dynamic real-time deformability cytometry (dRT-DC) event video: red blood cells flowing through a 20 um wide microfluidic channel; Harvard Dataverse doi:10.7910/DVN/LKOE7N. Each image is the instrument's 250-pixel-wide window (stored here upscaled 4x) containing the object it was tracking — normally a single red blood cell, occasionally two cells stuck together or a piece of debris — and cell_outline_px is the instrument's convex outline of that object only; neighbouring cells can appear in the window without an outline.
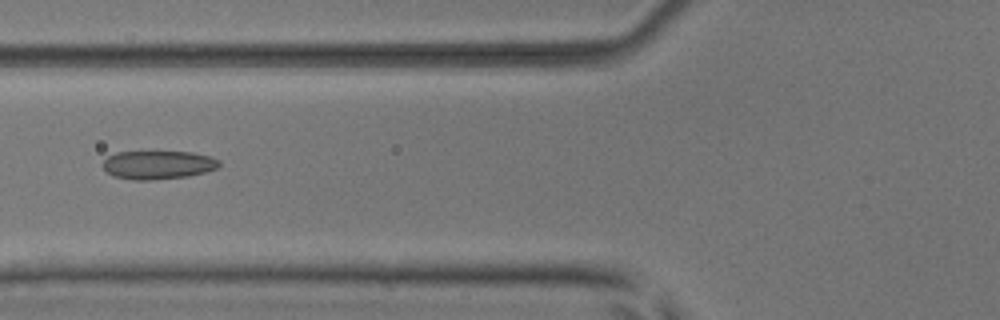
{"species": "common noctule bat (a hibernating species)", "species_latin": "Nyctalus noctula", "temperature_condition": "room temperature", "stored_images_in_passage": 7, "camera_frame_rate_fps": 3000, "um_per_image_px": 0.085, "animal": {"sex": "male", "body_mass_g": 17.9, "forearm_length_mm": 54.2}, "frame": {"image": 1, "passage_image": 6, "time_ms": 1.667, "image_size_px": [1000, 320], "cell_outline_px": [[220, 164], [216, 168], [204, 172], [188, 176], [152, 180], [132, 180], [112, 176], [104, 168], [104, 160], [108, 156], [116, 152], [192, 152], [208, 156], [220, 160]], "centroid_in_image_um": [13.42, 14.02], "position_along_channel_um": 112.4, "area_um2": 19.19}}
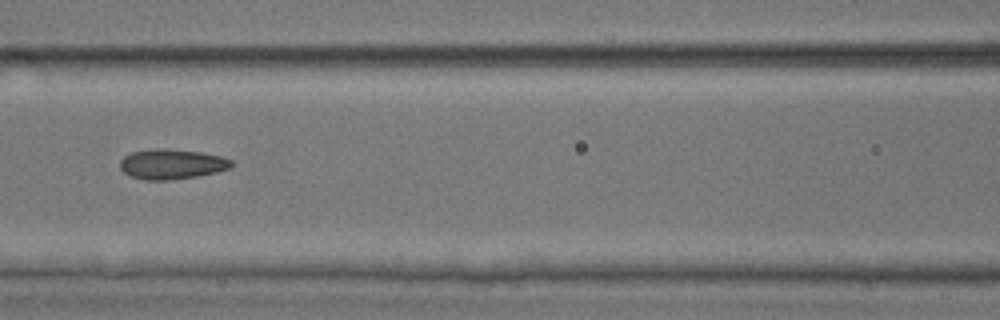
{"frame": {"image": 2, "passage_image": 7, "time_ms": 2.0, "image_size_px": [1000, 320], "cell_outline_px": [[236, 164], [232, 168], [216, 172], [196, 176], [168, 180], [144, 180], [132, 176], [124, 172], [120, 168], [120, 160], [124, 156], [132, 152], [156, 148], [168, 148], [200, 152], [220, 156], [232, 160]], "centroid_in_image_um": [14.63, 13.94], "position_along_channel_um": 152.0, "area_um2": 19.59}}